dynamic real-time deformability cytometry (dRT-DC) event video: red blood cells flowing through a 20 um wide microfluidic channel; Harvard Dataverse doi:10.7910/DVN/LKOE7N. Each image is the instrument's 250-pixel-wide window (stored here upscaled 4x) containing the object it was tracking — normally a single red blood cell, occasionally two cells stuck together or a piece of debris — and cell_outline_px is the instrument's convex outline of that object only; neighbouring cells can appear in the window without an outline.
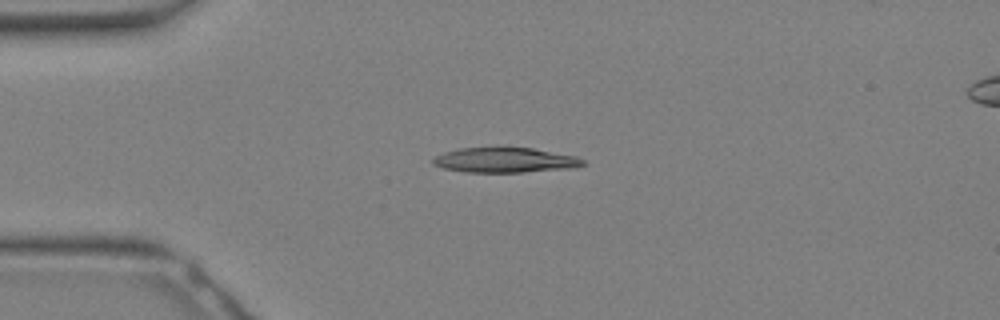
{"species": "Egyptian fruit bat (a non-hibernating species)", "species_latin": "Rousettus aegyptiacus", "temperature_condition": "warm", "stored_images_in_passage": 25, "camera_frame_rate_fps": 3000, "um_per_image_px": 0.085, "animal": {"sex": "female"}, "frame": {"image": 1, "passage_image": 1, "time_ms": 0.0, "image_size_px": [1000, 320], "cell_outline_px": [[584, 164], [572, 168], [524, 172], [464, 172], [444, 168], [432, 164], [432, 160], [436, 156], [444, 152], [460, 148], [532, 148], [576, 156], [584, 160]], "centroid_in_image_um": [42.91, 13.61], "position_along_channel_um": 42.1, "area_um2": 21.62}}
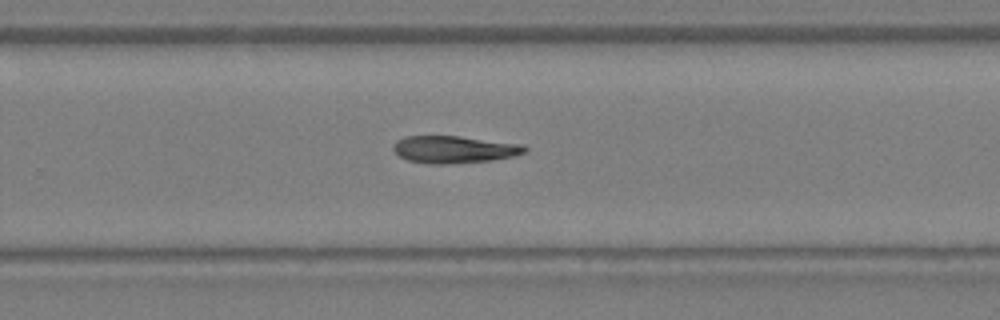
{"frame": {"image": 2, "passage_image": 14, "time_ms": 4.333, "image_size_px": [1000, 320], "cell_outline_px": [[528, 152], [516, 156], [492, 160], [440, 164], [432, 164], [408, 160], [400, 156], [392, 148], [392, 144], [396, 140], [404, 136], [460, 136], [524, 144], [528, 148]], "centroid_in_image_um": [38.65, 12.69], "position_along_channel_um": 291.2, "area_um2": 21.04}}
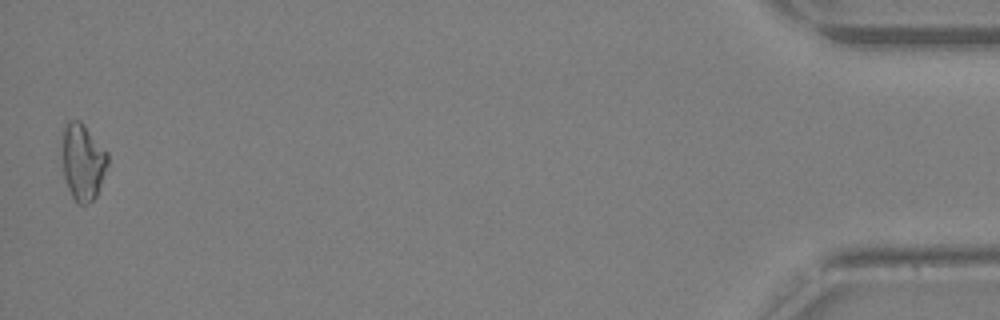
{"frame": {"image": 3, "passage_image": 25, "time_ms": 8.0, "image_size_px": [1000, 320], "cell_outline_px": [[108, 164], [96, 196], [92, 200], [84, 204], [76, 204], [68, 188], [64, 176], [64, 124], [68, 120], [80, 120], [84, 124], [108, 152]], "centroid_in_image_um": [7.07, 13.75], "position_along_channel_um": 428.1, "area_um2": 20.0}}